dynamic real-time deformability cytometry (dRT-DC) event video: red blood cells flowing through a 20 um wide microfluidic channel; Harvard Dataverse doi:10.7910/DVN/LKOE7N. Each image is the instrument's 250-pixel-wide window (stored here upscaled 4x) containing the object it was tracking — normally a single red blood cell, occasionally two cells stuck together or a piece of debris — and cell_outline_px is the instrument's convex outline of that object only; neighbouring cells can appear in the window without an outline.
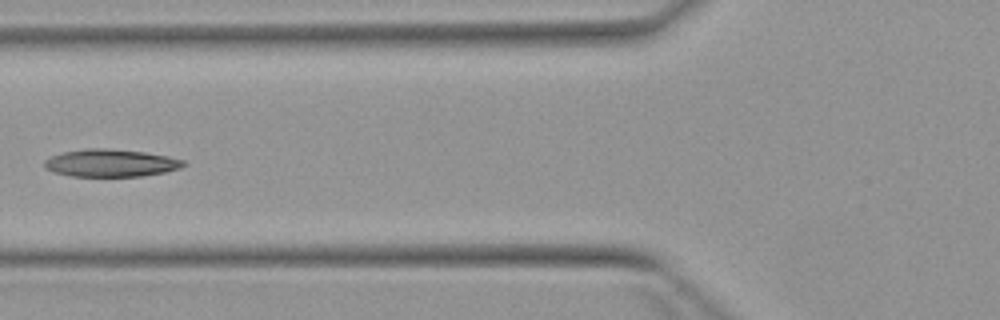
{"species": "Egyptian fruit bat (a non-hibernating species)", "species_latin": "Rousettus aegyptiacus", "temperature_condition": "warm", "stored_images_in_passage": 5, "camera_frame_rate_fps": 3000, "um_per_image_px": 0.085, "animal": {"sex": "female"}, "frame": {"image": 1, "passage_image": 4, "time_ms": 3.667, "image_size_px": [1000, 320], "cell_outline_px": [[188, 164], [180, 168], [164, 172], [140, 176], [72, 176], [52, 172], [44, 168], [44, 160], [52, 156], [64, 152], [88, 148], [104, 148], [144, 152], [168, 156], [184, 160]], "centroid_in_image_um": [9.41, 13.86], "position_along_channel_um": 116.4, "area_um2": 22.25}}
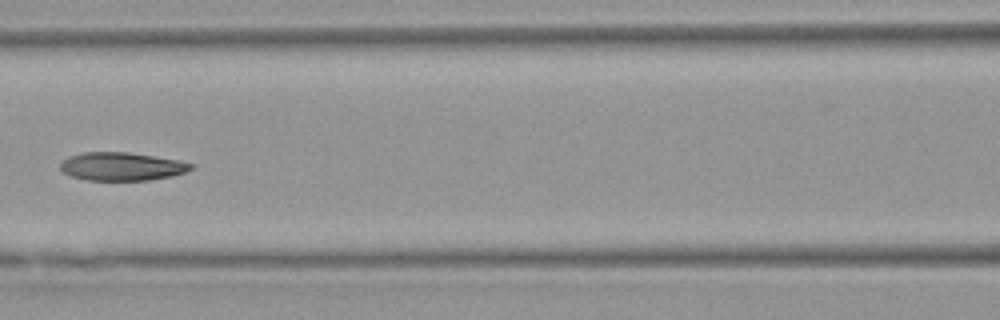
{"frame": {"image": 2, "passage_image": 5, "time_ms": 4.667, "image_size_px": [1000, 320], "cell_outline_px": [[192, 168], [184, 172], [172, 176], [148, 180], [88, 180], [72, 176], [64, 172], [60, 168], [60, 164], [68, 156], [80, 152], [128, 152], [176, 160], [192, 164]], "centroid_in_image_um": [10.3, 14.14], "position_along_channel_um": 156.3, "area_um2": 21.21}}